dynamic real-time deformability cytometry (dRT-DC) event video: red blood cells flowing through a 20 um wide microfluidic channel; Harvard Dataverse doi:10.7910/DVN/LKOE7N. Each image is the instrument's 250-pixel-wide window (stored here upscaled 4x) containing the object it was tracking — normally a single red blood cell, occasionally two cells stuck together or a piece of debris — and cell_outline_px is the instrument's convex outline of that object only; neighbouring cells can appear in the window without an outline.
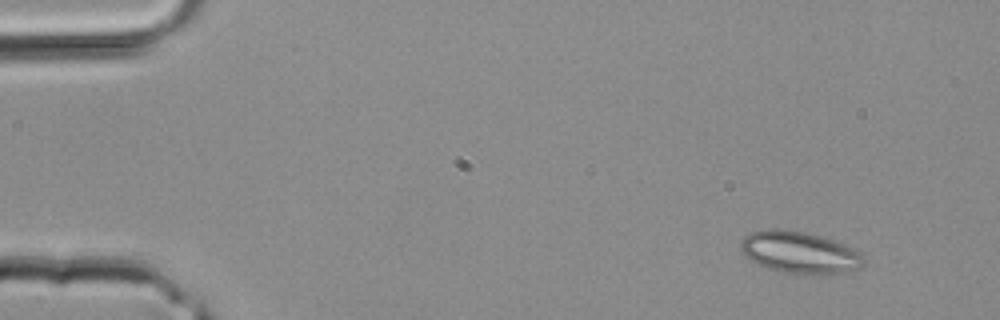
{"species": "common noctule bat (a hibernating species)", "species_latin": "Nyctalus noctula", "temperature_condition": "room temperature", "stored_images_in_passage": 2, "camera_frame_rate_fps": 3000, "um_per_image_px": 0.085, "animal": {"sex": "male", "body_mass_g": 20.4}, "frame": {"image": 1, "passage_image": 1, "time_ms": 0.0, "image_size_px": [1000, 320], "cell_outline_px": [[864, 260], [860, 268], [824, 276], [812, 276], [784, 272], [768, 268], [744, 256], [740, 248], [740, 240], [744, 236], [752, 232], [768, 228], [776, 228], [804, 232], [820, 236], [856, 248], [860, 252]], "centroid_in_image_um": [67.97, 21.47], "position_along_channel_um": 17.0, "area_um2": 30.35}}